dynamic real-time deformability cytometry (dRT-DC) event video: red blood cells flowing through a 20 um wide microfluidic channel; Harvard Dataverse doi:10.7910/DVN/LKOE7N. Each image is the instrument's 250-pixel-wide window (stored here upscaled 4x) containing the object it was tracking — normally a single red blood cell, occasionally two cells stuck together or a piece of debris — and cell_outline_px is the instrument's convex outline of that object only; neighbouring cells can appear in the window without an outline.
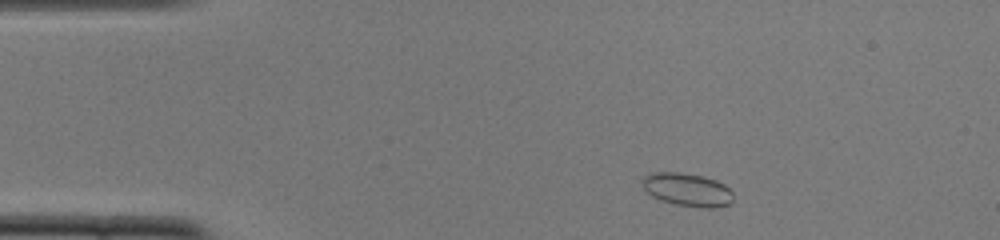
{"species": "common noctule bat (a hibernating species)", "species_latin": "Nyctalus noctula", "temperature_condition": "cold", "stored_images_in_passage": 46, "camera_frame_rate_fps": 3000, "um_per_image_px": 0.085, "animal": {"sex": "female", "body_mass_g": 22.0, "forearm_length_mm": 56.7}, "frame": {"image": 1, "passage_image": 3, "time_ms": 0.667, "image_size_px": [1000, 240], "cell_outline_px": [[732, 200], [728, 204], [716, 208], [704, 208], [676, 204], [660, 200], [652, 196], [644, 188], [644, 176], [652, 172], [680, 172], [704, 176], [716, 180], [724, 184], [732, 192]], "centroid_in_image_um": [58.44, 16.12], "position_along_channel_um": 26.6, "area_um2": 17.46}}
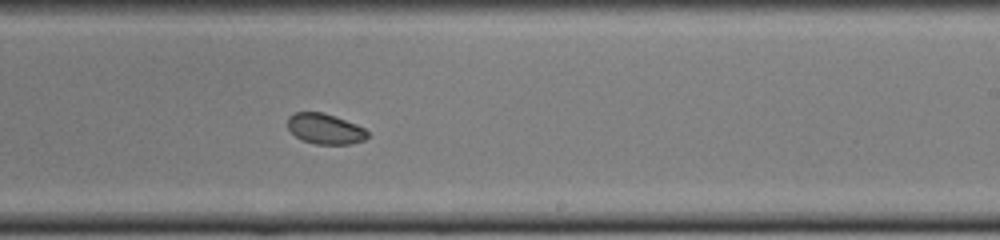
{"frame": {"image": 2, "passage_image": 26, "time_ms": 8.333, "image_size_px": [1000, 240], "cell_outline_px": [[368, 136], [364, 140], [352, 144], [316, 144], [300, 140], [288, 128], [288, 116], [296, 112], [324, 112], [336, 116], [356, 124], [364, 128], [368, 132]], "centroid_in_image_um": [27.63, 10.95], "position_along_channel_um": 261.4, "area_um2": 14.28}}
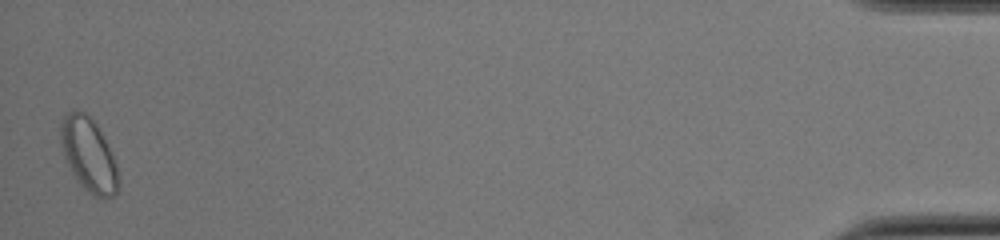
{"frame": {"image": 3, "passage_image": 46, "time_ms": 15.0, "image_size_px": [1000, 240], "cell_outline_px": [[120, 188], [112, 196], [104, 200], [88, 192], [76, 180], [64, 156], [60, 144], [60, 124], [64, 116], [68, 112], [76, 108], [92, 116], [112, 152], [120, 176]], "centroid_in_image_um": [7.56, 13.15], "position_along_channel_um": 427.6, "area_um2": 25.32}, "authors_computed_cell_mechanics": {"area_um2": 15.6349, "velocity_mm_per_s": 3.8435, "shape_relaxation_time_tau1_ms": 2.593, "shape_relaxation_time_tau2_ms": 3.3672, "deformation_change_tau1": 0.0553, "deformation_change_tau2": 0.0357}}